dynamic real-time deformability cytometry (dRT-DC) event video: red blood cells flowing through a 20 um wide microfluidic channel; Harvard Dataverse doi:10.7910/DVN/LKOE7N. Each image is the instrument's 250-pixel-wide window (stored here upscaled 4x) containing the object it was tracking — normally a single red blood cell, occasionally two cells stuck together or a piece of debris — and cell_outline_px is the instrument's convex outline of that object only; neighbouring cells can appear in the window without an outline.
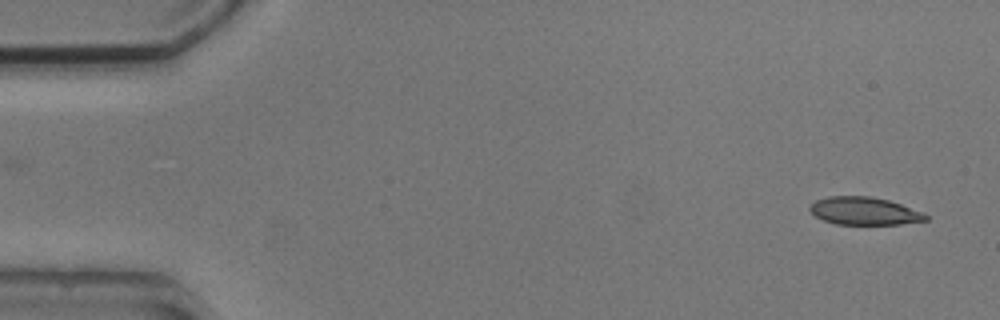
{"species": "common noctule bat (a hibernating species)", "species_latin": "Nyctalus noctula", "temperature_condition": "cold", "stored_images_in_passage": 2, "camera_frame_rate_fps": 3000, "um_per_image_px": 0.085, "animal": {"sex": "male", "body_mass_g": 20.5, "forearm_length_mm": 52.5}, "frame": {"image": 1, "passage_image": 2, "time_ms": 1.0, "image_size_px": [1000, 320], "cell_outline_px": [[928, 220], [900, 224], [836, 224], [824, 220], [816, 216], [808, 208], [816, 200], [828, 196], [872, 196], [888, 200], [924, 212], [928, 216]], "centroid_in_image_um": [73.48, 17.93], "position_along_channel_um": 11.5, "area_um2": 18.67}}